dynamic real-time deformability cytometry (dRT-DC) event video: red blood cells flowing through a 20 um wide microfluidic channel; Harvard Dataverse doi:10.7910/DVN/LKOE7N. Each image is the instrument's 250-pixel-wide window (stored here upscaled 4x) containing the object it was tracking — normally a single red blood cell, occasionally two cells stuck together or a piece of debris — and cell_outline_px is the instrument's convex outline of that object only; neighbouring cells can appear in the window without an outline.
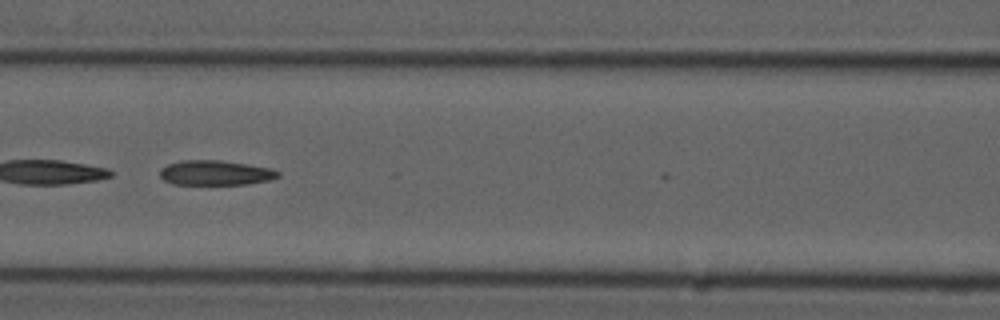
{"species": "common noctule bat (a hibernating species)", "species_latin": "Nyctalus noctula", "temperature_condition": "cold", "stored_images_in_passage": 26, "segment_of_instrument_passage": [2, 2], "camera_frame_rate_fps": 3000, "um_per_image_px": 0.085, "animal": {"sex": "male", "forearm_length_mm": 52.5}, "frame": {"image": 1, "passage_image": 23, "time_ms": 7.333, "image_size_px": [1000, 320], "cell_outline_px": [[280, 176], [268, 180], [248, 184], [172, 184], [164, 180], [160, 176], [160, 168], [168, 164], [180, 160], [220, 160], [248, 164], [272, 168], [280, 172]], "centroid_in_image_um": [18.31, 14.68], "position_along_channel_um": 148.3, "area_um2": 17.17}}